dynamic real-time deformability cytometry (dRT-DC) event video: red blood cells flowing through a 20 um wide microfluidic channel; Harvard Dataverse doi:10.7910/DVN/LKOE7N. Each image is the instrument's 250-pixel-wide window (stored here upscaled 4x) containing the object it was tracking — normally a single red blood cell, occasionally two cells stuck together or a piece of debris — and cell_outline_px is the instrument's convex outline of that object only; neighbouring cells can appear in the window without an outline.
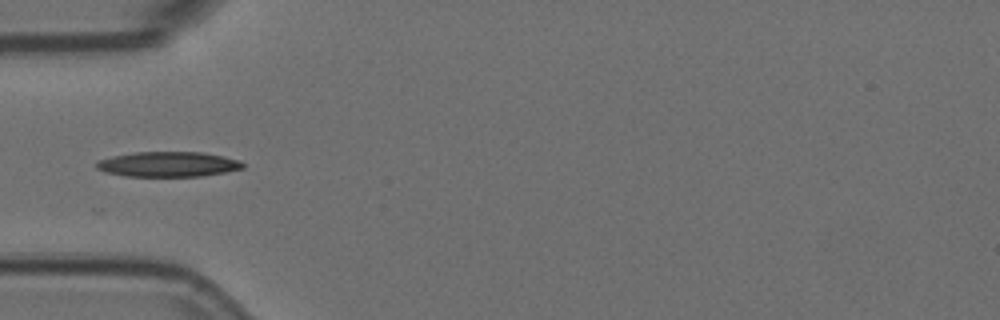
{"species": "Egyptian fruit bat (a non-hibernating species)", "species_latin": "Rousettus aegyptiacus", "temperature_condition": "room temperature", "stored_images_in_passage": 9, "camera_frame_rate_fps": 3000, "um_per_image_px": 0.085, "animal": {"sex": "female"}, "frame": {"image": 1, "passage_image": 6, "time_ms": 1.667, "image_size_px": [1000, 320], "cell_outline_px": [[244, 168], [224, 172], [200, 176], [124, 176], [104, 172], [96, 168], [96, 164], [100, 160], [112, 156], [136, 152], [204, 152], [224, 156], [236, 160], [244, 164]], "centroid_in_image_um": [14.27, 13.96], "position_along_channel_um": 70.7, "area_um2": 21.27}}
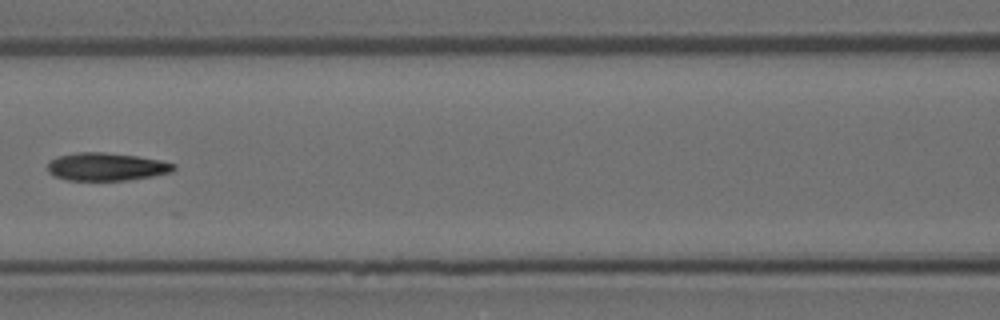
{"frame": {"image": 2, "passage_image": 8, "time_ms": 2.333, "image_size_px": [1000, 320], "cell_outline_px": [[176, 168], [172, 172], [152, 176], [128, 180], [68, 180], [56, 176], [48, 172], [48, 160], [56, 156], [76, 152], [104, 152], [136, 156], [160, 160], [176, 164]], "centroid_in_image_um": [9.03, 14.16], "position_along_channel_um": 157.6, "area_um2": 20.58}}
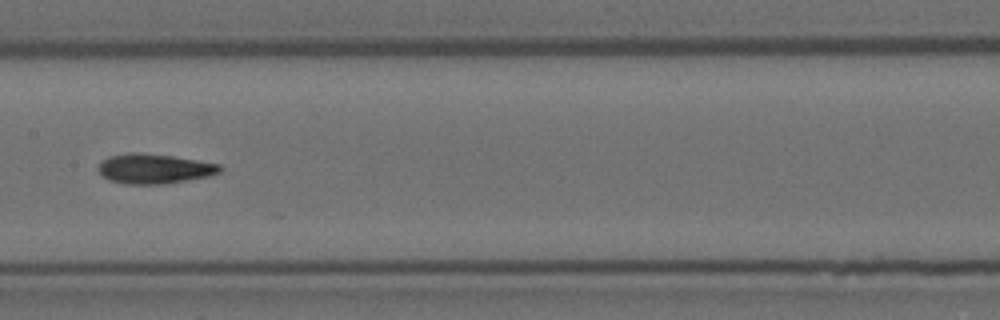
{"frame": {"image": 3, "passage_image": 9, "time_ms": 2.667, "image_size_px": [1000, 320], "cell_outline_px": [[224, 168], [220, 172], [212, 176], [164, 184], [124, 184], [108, 180], [96, 168], [108, 156], [128, 152], [140, 152], [172, 156], [220, 164]], "centroid_in_image_um": [13.13, 14.34], "position_along_channel_um": 194.3, "area_um2": 21.33}}